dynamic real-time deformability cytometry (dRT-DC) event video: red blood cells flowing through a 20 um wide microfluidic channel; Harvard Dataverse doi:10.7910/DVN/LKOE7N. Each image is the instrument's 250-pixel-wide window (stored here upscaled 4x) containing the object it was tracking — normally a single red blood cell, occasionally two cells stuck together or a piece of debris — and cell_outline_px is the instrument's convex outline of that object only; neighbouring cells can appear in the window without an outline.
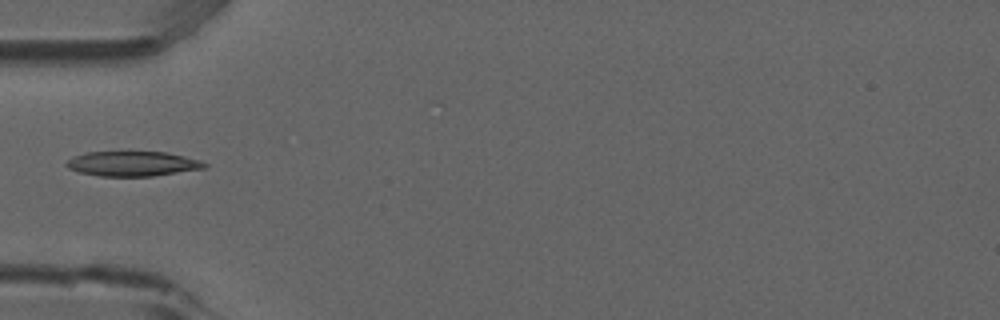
{"species": "common noctule bat (a hibernating species)", "species_latin": "Nyctalus noctula", "temperature_condition": "room temperature", "stored_images_in_passage": 6, "camera_frame_rate_fps": 3000, "um_per_image_px": 0.085, "animal": {"sex": "male", "forearm_length_mm": 52.5}, "frame": {"image": 1, "passage_image": 4, "time_ms": 1.0, "image_size_px": [1000, 320], "cell_outline_px": [[208, 168], [152, 176], [100, 176], [80, 172], [68, 168], [64, 164], [68, 160], [84, 152], [164, 152], [184, 156], [200, 160], [208, 164]], "centroid_in_image_um": [11.3, 13.92], "position_along_channel_um": 73.7, "area_um2": 19.94}}
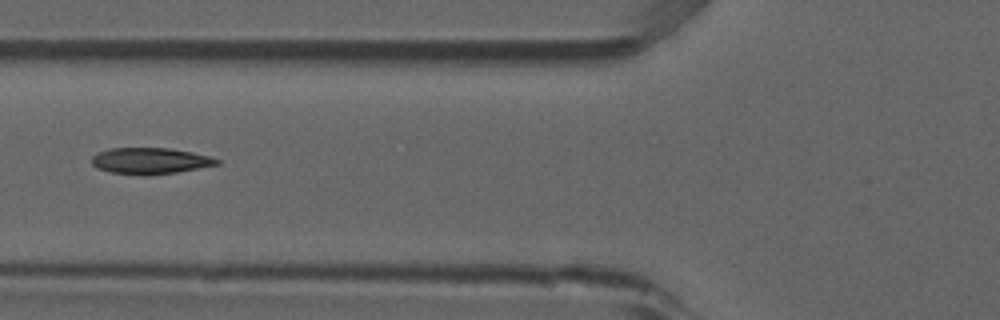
{"frame": {"image": 2, "passage_image": 5, "time_ms": 1.333, "image_size_px": [1000, 320], "cell_outline_px": [[220, 164], [176, 172], [148, 176], [144, 176], [108, 172], [96, 168], [92, 164], [92, 156], [96, 152], [108, 148], [172, 148], [212, 156], [220, 160]], "centroid_in_image_um": [12.74, 13.67], "position_along_channel_um": 113.1, "area_um2": 19.54}}
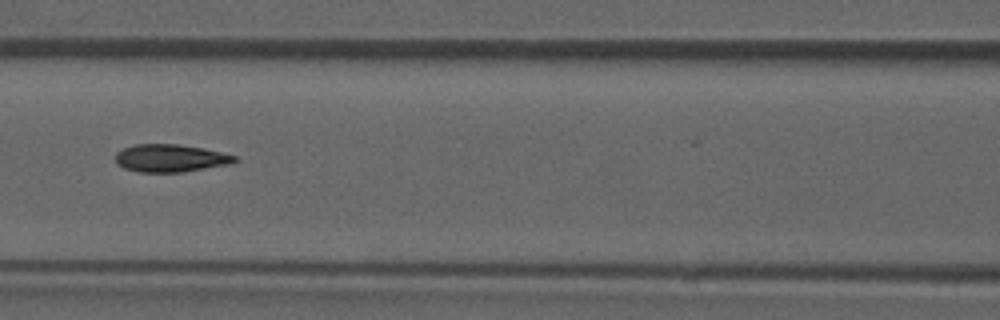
{"frame": {"image": 3, "passage_image": 6, "time_ms": 1.667, "image_size_px": [1000, 320], "cell_outline_px": [[240, 160], [232, 164], [180, 172], [140, 172], [124, 168], [116, 164], [116, 152], [124, 148], [136, 144], [176, 144], [204, 148], [236, 156]], "centroid_in_image_um": [14.5, 13.44], "position_along_channel_um": 152.1, "area_um2": 19.25}}